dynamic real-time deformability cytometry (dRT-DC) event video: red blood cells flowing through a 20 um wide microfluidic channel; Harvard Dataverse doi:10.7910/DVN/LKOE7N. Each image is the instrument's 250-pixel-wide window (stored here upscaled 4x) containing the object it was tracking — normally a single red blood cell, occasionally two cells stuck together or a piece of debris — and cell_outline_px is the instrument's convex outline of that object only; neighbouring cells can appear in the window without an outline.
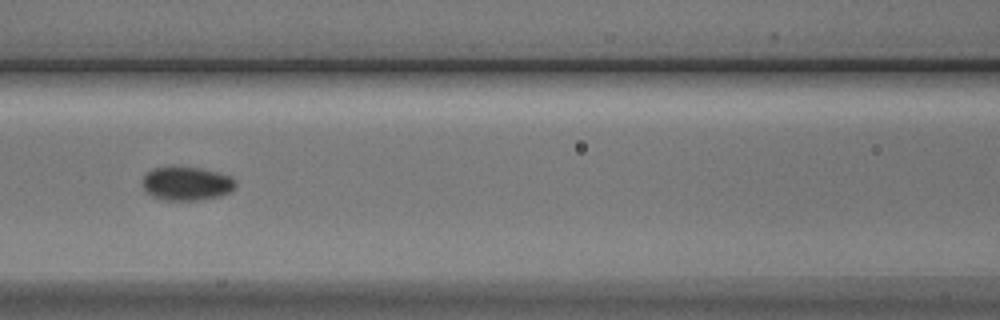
{"species": "Egyptian fruit bat (a non-hibernating species)", "species_latin": "Rousettus aegyptiacus", "temperature_condition": "cold", "stored_images_in_passage": 6, "camera_frame_rate_fps": 3000, "um_per_image_px": 0.085, "animal": {"sex": "male"}, "frame": {"image": 1, "passage_image": 3, "time_ms": 2.333, "image_size_px": [1000, 320], "cell_outline_px": [[236, 188], [232, 192], [220, 196], [200, 200], [164, 200], [152, 196], [144, 188], [144, 176], [152, 168], [200, 168], [232, 176], [236, 180]], "centroid_in_image_um": [15.94, 15.62], "position_along_channel_um": 150.7, "area_um2": 18.09}}
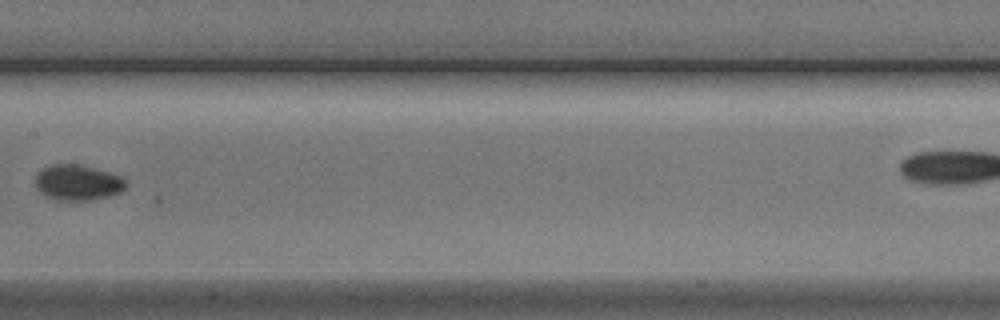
{"frame": {"image": 2, "passage_image": 4, "time_ms": 3.667, "image_size_px": [1000, 320], "cell_outline_px": [[128, 184], [120, 192], [108, 196], [92, 200], [56, 200], [44, 196], [36, 188], [36, 172], [40, 168], [52, 164], [76, 164], [108, 172], [120, 176], [128, 180]], "centroid_in_image_um": [6.58, 15.52], "position_along_channel_um": 200.8, "area_um2": 18.9}}
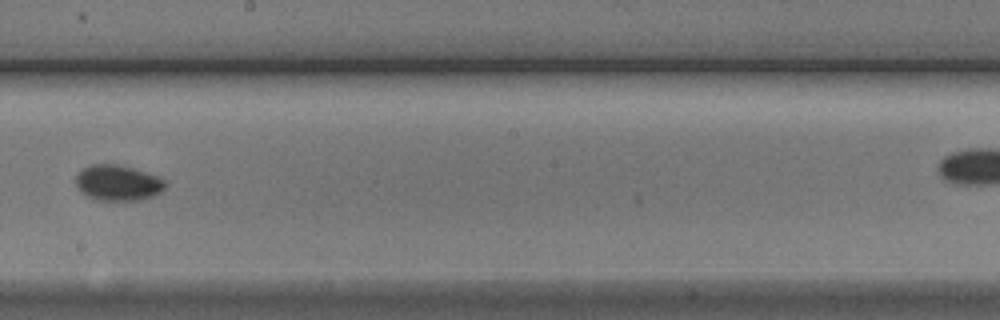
{"frame": {"image": 3, "passage_image": 5, "time_ms": 4.667, "image_size_px": [1000, 320], "cell_outline_px": [[164, 188], [160, 192], [152, 196], [140, 200], [92, 200], [80, 192], [76, 184], [76, 176], [88, 164], [116, 164], [132, 168], [156, 176], [164, 180]], "centroid_in_image_um": [9.96, 15.55], "position_along_channel_um": 238.2, "area_um2": 18.44}}